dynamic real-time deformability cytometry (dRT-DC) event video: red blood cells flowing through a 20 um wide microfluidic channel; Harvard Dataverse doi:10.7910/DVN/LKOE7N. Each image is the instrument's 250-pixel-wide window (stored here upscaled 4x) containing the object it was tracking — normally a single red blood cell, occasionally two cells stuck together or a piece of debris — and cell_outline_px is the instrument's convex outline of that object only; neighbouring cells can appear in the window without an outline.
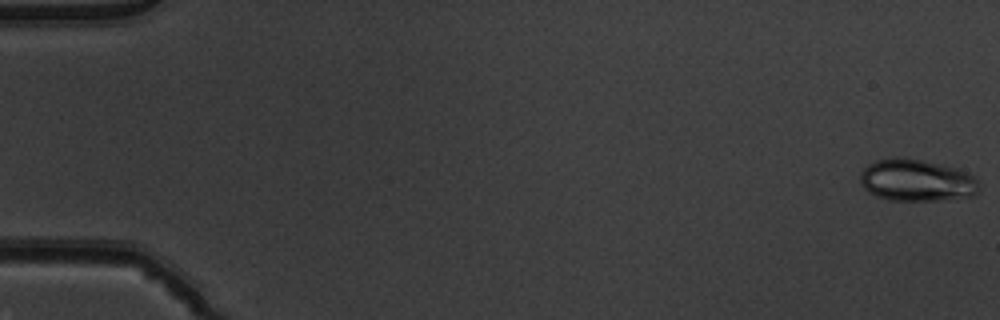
{"species": "common noctule bat (a hibernating species)", "species_latin": "Nyctalus noctula", "temperature_condition": "warm", "stored_images_in_passage": 2, "camera_frame_rate_fps": 3000, "um_per_image_px": 0.085, "animal": {"sex": "male", "body_mass_g": 19.5, "forearm_length_mm": 54.6}, "frame": {"image": 1, "passage_image": 1, "time_ms": 0.0, "image_size_px": [1000, 320], "cell_outline_px": [[980, 192], [976, 196], [936, 200], [888, 200], [876, 196], [868, 192], [860, 184], [860, 172], [868, 164], [876, 160], [892, 156], [900, 156], [924, 160], [956, 168], [976, 176], [980, 188]], "centroid_in_image_um": [77.91, 15.31], "position_along_channel_um": 7.1, "area_um2": 29.65}}